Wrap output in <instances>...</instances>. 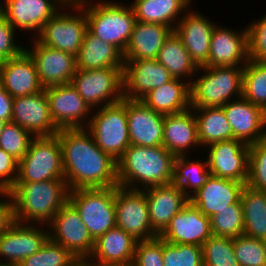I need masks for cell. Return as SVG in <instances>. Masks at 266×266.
<instances>
[{
    "label": "cell",
    "mask_w": 266,
    "mask_h": 266,
    "mask_svg": "<svg viewBox=\"0 0 266 266\" xmlns=\"http://www.w3.org/2000/svg\"><path fill=\"white\" fill-rule=\"evenodd\" d=\"M56 135L69 190L118 186L117 161L97 146L86 128L61 129Z\"/></svg>",
    "instance_id": "6da1fadb"
},
{
    "label": "cell",
    "mask_w": 266,
    "mask_h": 266,
    "mask_svg": "<svg viewBox=\"0 0 266 266\" xmlns=\"http://www.w3.org/2000/svg\"><path fill=\"white\" fill-rule=\"evenodd\" d=\"M175 156L163 145H130L117 161L118 186L144 190L173 182Z\"/></svg>",
    "instance_id": "7a4b0ae2"
},
{
    "label": "cell",
    "mask_w": 266,
    "mask_h": 266,
    "mask_svg": "<svg viewBox=\"0 0 266 266\" xmlns=\"http://www.w3.org/2000/svg\"><path fill=\"white\" fill-rule=\"evenodd\" d=\"M8 192L16 222L46 226L68 201L69 195L65 179L16 183Z\"/></svg>",
    "instance_id": "3957f363"
},
{
    "label": "cell",
    "mask_w": 266,
    "mask_h": 266,
    "mask_svg": "<svg viewBox=\"0 0 266 266\" xmlns=\"http://www.w3.org/2000/svg\"><path fill=\"white\" fill-rule=\"evenodd\" d=\"M243 70L240 66L199 67L201 75L190 84L191 108L222 107L242 97Z\"/></svg>",
    "instance_id": "277c9868"
},
{
    "label": "cell",
    "mask_w": 266,
    "mask_h": 266,
    "mask_svg": "<svg viewBox=\"0 0 266 266\" xmlns=\"http://www.w3.org/2000/svg\"><path fill=\"white\" fill-rule=\"evenodd\" d=\"M82 6L87 15L88 30L124 53L136 22L132 6L117 0H91Z\"/></svg>",
    "instance_id": "5b68a950"
},
{
    "label": "cell",
    "mask_w": 266,
    "mask_h": 266,
    "mask_svg": "<svg viewBox=\"0 0 266 266\" xmlns=\"http://www.w3.org/2000/svg\"><path fill=\"white\" fill-rule=\"evenodd\" d=\"M91 115L86 129L97 146L118 161L130 146L126 99L92 110Z\"/></svg>",
    "instance_id": "8992f818"
},
{
    "label": "cell",
    "mask_w": 266,
    "mask_h": 266,
    "mask_svg": "<svg viewBox=\"0 0 266 266\" xmlns=\"http://www.w3.org/2000/svg\"><path fill=\"white\" fill-rule=\"evenodd\" d=\"M64 179L62 146L57 135L34 137L18 161L16 183Z\"/></svg>",
    "instance_id": "52a82bcc"
},
{
    "label": "cell",
    "mask_w": 266,
    "mask_h": 266,
    "mask_svg": "<svg viewBox=\"0 0 266 266\" xmlns=\"http://www.w3.org/2000/svg\"><path fill=\"white\" fill-rule=\"evenodd\" d=\"M68 201L79 212L94 241L116 227L115 187L69 190Z\"/></svg>",
    "instance_id": "ba28073f"
},
{
    "label": "cell",
    "mask_w": 266,
    "mask_h": 266,
    "mask_svg": "<svg viewBox=\"0 0 266 266\" xmlns=\"http://www.w3.org/2000/svg\"><path fill=\"white\" fill-rule=\"evenodd\" d=\"M64 9H67V11ZM87 30V15L84 11V7L82 5H68L63 6L50 18L42 26L41 30L36 35L37 37L35 38L32 36V39H35L45 46L62 50L76 57Z\"/></svg>",
    "instance_id": "9c48e42d"
},
{
    "label": "cell",
    "mask_w": 266,
    "mask_h": 266,
    "mask_svg": "<svg viewBox=\"0 0 266 266\" xmlns=\"http://www.w3.org/2000/svg\"><path fill=\"white\" fill-rule=\"evenodd\" d=\"M71 83L91 110L115 104L124 98L123 68L77 69Z\"/></svg>",
    "instance_id": "30bf717a"
},
{
    "label": "cell",
    "mask_w": 266,
    "mask_h": 266,
    "mask_svg": "<svg viewBox=\"0 0 266 266\" xmlns=\"http://www.w3.org/2000/svg\"><path fill=\"white\" fill-rule=\"evenodd\" d=\"M49 238L69 250L77 260H88L94 240L76 208L67 201L47 225Z\"/></svg>",
    "instance_id": "8fae6325"
},
{
    "label": "cell",
    "mask_w": 266,
    "mask_h": 266,
    "mask_svg": "<svg viewBox=\"0 0 266 266\" xmlns=\"http://www.w3.org/2000/svg\"><path fill=\"white\" fill-rule=\"evenodd\" d=\"M115 209L116 226L136 240H151L158 237L151 227L146 194L143 190L116 186Z\"/></svg>",
    "instance_id": "7c38bea8"
},
{
    "label": "cell",
    "mask_w": 266,
    "mask_h": 266,
    "mask_svg": "<svg viewBox=\"0 0 266 266\" xmlns=\"http://www.w3.org/2000/svg\"><path fill=\"white\" fill-rule=\"evenodd\" d=\"M45 93L52 120L59 130L87 127L92 110L72 83L46 87Z\"/></svg>",
    "instance_id": "4fadbf2b"
},
{
    "label": "cell",
    "mask_w": 266,
    "mask_h": 266,
    "mask_svg": "<svg viewBox=\"0 0 266 266\" xmlns=\"http://www.w3.org/2000/svg\"><path fill=\"white\" fill-rule=\"evenodd\" d=\"M48 238L46 225L15 221L0 236V264L19 265L24 259L38 252Z\"/></svg>",
    "instance_id": "5bb4252c"
},
{
    "label": "cell",
    "mask_w": 266,
    "mask_h": 266,
    "mask_svg": "<svg viewBox=\"0 0 266 266\" xmlns=\"http://www.w3.org/2000/svg\"><path fill=\"white\" fill-rule=\"evenodd\" d=\"M206 153L208 170L212 175L232 179L246 185L248 180L249 145L230 139L208 146Z\"/></svg>",
    "instance_id": "9a60e30c"
},
{
    "label": "cell",
    "mask_w": 266,
    "mask_h": 266,
    "mask_svg": "<svg viewBox=\"0 0 266 266\" xmlns=\"http://www.w3.org/2000/svg\"><path fill=\"white\" fill-rule=\"evenodd\" d=\"M25 51L35 63L41 85L49 86L71 83L76 67V57L62 50L45 46L35 39Z\"/></svg>",
    "instance_id": "2e32d148"
},
{
    "label": "cell",
    "mask_w": 266,
    "mask_h": 266,
    "mask_svg": "<svg viewBox=\"0 0 266 266\" xmlns=\"http://www.w3.org/2000/svg\"><path fill=\"white\" fill-rule=\"evenodd\" d=\"M63 6L59 0H0V13L16 31L35 36Z\"/></svg>",
    "instance_id": "e0dca14e"
},
{
    "label": "cell",
    "mask_w": 266,
    "mask_h": 266,
    "mask_svg": "<svg viewBox=\"0 0 266 266\" xmlns=\"http://www.w3.org/2000/svg\"><path fill=\"white\" fill-rule=\"evenodd\" d=\"M248 29L233 30L216 24L211 37L207 66L244 67L249 61Z\"/></svg>",
    "instance_id": "ac0fdd59"
},
{
    "label": "cell",
    "mask_w": 266,
    "mask_h": 266,
    "mask_svg": "<svg viewBox=\"0 0 266 266\" xmlns=\"http://www.w3.org/2000/svg\"><path fill=\"white\" fill-rule=\"evenodd\" d=\"M11 122L29 131L34 137L53 136L59 132L50 114L45 88L32 95L14 98Z\"/></svg>",
    "instance_id": "d6986e66"
},
{
    "label": "cell",
    "mask_w": 266,
    "mask_h": 266,
    "mask_svg": "<svg viewBox=\"0 0 266 266\" xmlns=\"http://www.w3.org/2000/svg\"><path fill=\"white\" fill-rule=\"evenodd\" d=\"M215 25L209 16L207 18L198 10L193 11L189 8L174 29L198 68L207 66Z\"/></svg>",
    "instance_id": "ffe728a7"
},
{
    "label": "cell",
    "mask_w": 266,
    "mask_h": 266,
    "mask_svg": "<svg viewBox=\"0 0 266 266\" xmlns=\"http://www.w3.org/2000/svg\"><path fill=\"white\" fill-rule=\"evenodd\" d=\"M173 79L170 72L156 59L124 61L123 96L140 100L150 90Z\"/></svg>",
    "instance_id": "44dd1931"
},
{
    "label": "cell",
    "mask_w": 266,
    "mask_h": 266,
    "mask_svg": "<svg viewBox=\"0 0 266 266\" xmlns=\"http://www.w3.org/2000/svg\"><path fill=\"white\" fill-rule=\"evenodd\" d=\"M222 107L231 125L233 139L250 145L266 136V111L263 108L243 96Z\"/></svg>",
    "instance_id": "7402d4cb"
},
{
    "label": "cell",
    "mask_w": 266,
    "mask_h": 266,
    "mask_svg": "<svg viewBox=\"0 0 266 266\" xmlns=\"http://www.w3.org/2000/svg\"><path fill=\"white\" fill-rule=\"evenodd\" d=\"M212 236L210 218L190 202L180 210L159 235L166 243L202 246Z\"/></svg>",
    "instance_id": "603a6c76"
},
{
    "label": "cell",
    "mask_w": 266,
    "mask_h": 266,
    "mask_svg": "<svg viewBox=\"0 0 266 266\" xmlns=\"http://www.w3.org/2000/svg\"><path fill=\"white\" fill-rule=\"evenodd\" d=\"M126 111L130 145H163V114L153 111L141 100L130 99H126Z\"/></svg>",
    "instance_id": "cb8c5ba5"
},
{
    "label": "cell",
    "mask_w": 266,
    "mask_h": 266,
    "mask_svg": "<svg viewBox=\"0 0 266 266\" xmlns=\"http://www.w3.org/2000/svg\"><path fill=\"white\" fill-rule=\"evenodd\" d=\"M143 191L146 194L151 227L159 236L171 219L189 203V198L173 182Z\"/></svg>",
    "instance_id": "d4e9b609"
},
{
    "label": "cell",
    "mask_w": 266,
    "mask_h": 266,
    "mask_svg": "<svg viewBox=\"0 0 266 266\" xmlns=\"http://www.w3.org/2000/svg\"><path fill=\"white\" fill-rule=\"evenodd\" d=\"M0 84L13 98L44 90L35 63L25 50L20 55L2 62Z\"/></svg>",
    "instance_id": "484cf974"
},
{
    "label": "cell",
    "mask_w": 266,
    "mask_h": 266,
    "mask_svg": "<svg viewBox=\"0 0 266 266\" xmlns=\"http://www.w3.org/2000/svg\"><path fill=\"white\" fill-rule=\"evenodd\" d=\"M244 186L242 182L211 175L207 183L189 198V202L210 218L236 203Z\"/></svg>",
    "instance_id": "4316f807"
},
{
    "label": "cell",
    "mask_w": 266,
    "mask_h": 266,
    "mask_svg": "<svg viewBox=\"0 0 266 266\" xmlns=\"http://www.w3.org/2000/svg\"><path fill=\"white\" fill-rule=\"evenodd\" d=\"M163 146L175 157L191 155L188 154L191 149L201 148L197 121L191 107L179 113L164 115Z\"/></svg>",
    "instance_id": "83f0119b"
},
{
    "label": "cell",
    "mask_w": 266,
    "mask_h": 266,
    "mask_svg": "<svg viewBox=\"0 0 266 266\" xmlns=\"http://www.w3.org/2000/svg\"><path fill=\"white\" fill-rule=\"evenodd\" d=\"M138 240L119 227H114L94 241L88 261L93 264L133 263Z\"/></svg>",
    "instance_id": "f1b7e54d"
},
{
    "label": "cell",
    "mask_w": 266,
    "mask_h": 266,
    "mask_svg": "<svg viewBox=\"0 0 266 266\" xmlns=\"http://www.w3.org/2000/svg\"><path fill=\"white\" fill-rule=\"evenodd\" d=\"M173 31L166 25L136 21L123 53L124 61L156 59L165 40Z\"/></svg>",
    "instance_id": "f546056e"
},
{
    "label": "cell",
    "mask_w": 266,
    "mask_h": 266,
    "mask_svg": "<svg viewBox=\"0 0 266 266\" xmlns=\"http://www.w3.org/2000/svg\"><path fill=\"white\" fill-rule=\"evenodd\" d=\"M140 100L153 111L163 115L185 111L191 107L190 83L173 78L150 90Z\"/></svg>",
    "instance_id": "4dcf8cb0"
},
{
    "label": "cell",
    "mask_w": 266,
    "mask_h": 266,
    "mask_svg": "<svg viewBox=\"0 0 266 266\" xmlns=\"http://www.w3.org/2000/svg\"><path fill=\"white\" fill-rule=\"evenodd\" d=\"M76 67L82 70L123 68V53L111 43L86 31L83 43L76 56Z\"/></svg>",
    "instance_id": "1f68e13d"
},
{
    "label": "cell",
    "mask_w": 266,
    "mask_h": 266,
    "mask_svg": "<svg viewBox=\"0 0 266 266\" xmlns=\"http://www.w3.org/2000/svg\"><path fill=\"white\" fill-rule=\"evenodd\" d=\"M193 0H134L132 6L136 21L157 23L175 29ZM182 14V15H181Z\"/></svg>",
    "instance_id": "d6a6232c"
},
{
    "label": "cell",
    "mask_w": 266,
    "mask_h": 266,
    "mask_svg": "<svg viewBox=\"0 0 266 266\" xmlns=\"http://www.w3.org/2000/svg\"><path fill=\"white\" fill-rule=\"evenodd\" d=\"M156 60L170 72L173 78L186 80L190 84L195 75L196 77L199 75L196 74L198 67L191 60L189 52L175 31L165 40Z\"/></svg>",
    "instance_id": "836d02e7"
},
{
    "label": "cell",
    "mask_w": 266,
    "mask_h": 266,
    "mask_svg": "<svg viewBox=\"0 0 266 266\" xmlns=\"http://www.w3.org/2000/svg\"><path fill=\"white\" fill-rule=\"evenodd\" d=\"M196 121L199 143L204 149L209 145L233 139L223 107L192 108Z\"/></svg>",
    "instance_id": "e575fe53"
},
{
    "label": "cell",
    "mask_w": 266,
    "mask_h": 266,
    "mask_svg": "<svg viewBox=\"0 0 266 266\" xmlns=\"http://www.w3.org/2000/svg\"><path fill=\"white\" fill-rule=\"evenodd\" d=\"M242 202L244 234L266 241V192L244 186Z\"/></svg>",
    "instance_id": "d590c367"
},
{
    "label": "cell",
    "mask_w": 266,
    "mask_h": 266,
    "mask_svg": "<svg viewBox=\"0 0 266 266\" xmlns=\"http://www.w3.org/2000/svg\"><path fill=\"white\" fill-rule=\"evenodd\" d=\"M211 175L212 173L208 170L207 160H190L189 155L175 158L173 183L188 198L206 184Z\"/></svg>",
    "instance_id": "8d00e7d4"
},
{
    "label": "cell",
    "mask_w": 266,
    "mask_h": 266,
    "mask_svg": "<svg viewBox=\"0 0 266 266\" xmlns=\"http://www.w3.org/2000/svg\"><path fill=\"white\" fill-rule=\"evenodd\" d=\"M242 96L266 111V62L249 60L244 66Z\"/></svg>",
    "instance_id": "74e56055"
},
{
    "label": "cell",
    "mask_w": 266,
    "mask_h": 266,
    "mask_svg": "<svg viewBox=\"0 0 266 266\" xmlns=\"http://www.w3.org/2000/svg\"><path fill=\"white\" fill-rule=\"evenodd\" d=\"M211 231L214 236L235 238L244 234L242 202L229 205L210 217Z\"/></svg>",
    "instance_id": "f35d334b"
},
{
    "label": "cell",
    "mask_w": 266,
    "mask_h": 266,
    "mask_svg": "<svg viewBox=\"0 0 266 266\" xmlns=\"http://www.w3.org/2000/svg\"><path fill=\"white\" fill-rule=\"evenodd\" d=\"M203 266H240L233 249V238L212 235L202 245Z\"/></svg>",
    "instance_id": "ab89813d"
},
{
    "label": "cell",
    "mask_w": 266,
    "mask_h": 266,
    "mask_svg": "<svg viewBox=\"0 0 266 266\" xmlns=\"http://www.w3.org/2000/svg\"><path fill=\"white\" fill-rule=\"evenodd\" d=\"M77 261L69 250L48 238L38 252L24 259L18 266H72Z\"/></svg>",
    "instance_id": "60d3db41"
},
{
    "label": "cell",
    "mask_w": 266,
    "mask_h": 266,
    "mask_svg": "<svg viewBox=\"0 0 266 266\" xmlns=\"http://www.w3.org/2000/svg\"><path fill=\"white\" fill-rule=\"evenodd\" d=\"M233 249L240 266H266V241L242 234L233 238Z\"/></svg>",
    "instance_id": "b9f144b4"
},
{
    "label": "cell",
    "mask_w": 266,
    "mask_h": 266,
    "mask_svg": "<svg viewBox=\"0 0 266 266\" xmlns=\"http://www.w3.org/2000/svg\"><path fill=\"white\" fill-rule=\"evenodd\" d=\"M34 136L21 126L7 122L0 133V148L18 161L27 153Z\"/></svg>",
    "instance_id": "7bdbcfd3"
},
{
    "label": "cell",
    "mask_w": 266,
    "mask_h": 266,
    "mask_svg": "<svg viewBox=\"0 0 266 266\" xmlns=\"http://www.w3.org/2000/svg\"><path fill=\"white\" fill-rule=\"evenodd\" d=\"M163 263L164 266H203L202 246L163 240Z\"/></svg>",
    "instance_id": "ee69618b"
},
{
    "label": "cell",
    "mask_w": 266,
    "mask_h": 266,
    "mask_svg": "<svg viewBox=\"0 0 266 266\" xmlns=\"http://www.w3.org/2000/svg\"><path fill=\"white\" fill-rule=\"evenodd\" d=\"M246 185L266 192V136L249 145L248 180Z\"/></svg>",
    "instance_id": "f6af8a7d"
},
{
    "label": "cell",
    "mask_w": 266,
    "mask_h": 266,
    "mask_svg": "<svg viewBox=\"0 0 266 266\" xmlns=\"http://www.w3.org/2000/svg\"><path fill=\"white\" fill-rule=\"evenodd\" d=\"M134 266H164L163 239L138 241L134 253Z\"/></svg>",
    "instance_id": "bcb514c9"
},
{
    "label": "cell",
    "mask_w": 266,
    "mask_h": 266,
    "mask_svg": "<svg viewBox=\"0 0 266 266\" xmlns=\"http://www.w3.org/2000/svg\"><path fill=\"white\" fill-rule=\"evenodd\" d=\"M248 29L249 59L266 62V14L253 20Z\"/></svg>",
    "instance_id": "7dc6e473"
},
{
    "label": "cell",
    "mask_w": 266,
    "mask_h": 266,
    "mask_svg": "<svg viewBox=\"0 0 266 266\" xmlns=\"http://www.w3.org/2000/svg\"><path fill=\"white\" fill-rule=\"evenodd\" d=\"M17 32L0 13V60L2 62L20 55L25 50L24 44L20 45L15 38L18 37Z\"/></svg>",
    "instance_id": "c3c4849f"
},
{
    "label": "cell",
    "mask_w": 266,
    "mask_h": 266,
    "mask_svg": "<svg viewBox=\"0 0 266 266\" xmlns=\"http://www.w3.org/2000/svg\"><path fill=\"white\" fill-rule=\"evenodd\" d=\"M18 175V160L0 148V192H8Z\"/></svg>",
    "instance_id": "681fc988"
},
{
    "label": "cell",
    "mask_w": 266,
    "mask_h": 266,
    "mask_svg": "<svg viewBox=\"0 0 266 266\" xmlns=\"http://www.w3.org/2000/svg\"><path fill=\"white\" fill-rule=\"evenodd\" d=\"M0 236L15 222L13 202L9 192H0Z\"/></svg>",
    "instance_id": "f907efd6"
},
{
    "label": "cell",
    "mask_w": 266,
    "mask_h": 266,
    "mask_svg": "<svg viewBox=\"0 0 266 266\" xmlns=\"http://www.w3.org/2000/svg\"><path fill=\"white\" fill-rule=\"evenodd\" d=\"M14 98L0 84V120L11 122Z\"/></svg>",
    "instance_id": "816d5d0a"
},
{
    "label": "cell",
    "mask_w": 266,
    "mask_h": 266,
    "mask_svg": "<svg viewBox=\"0 0 266 266\" xmlns=\"http://www.w3.org/2000/svg\"><path fill=\"white\" fill-rule=\"evenodd\" d=\"M64 6H81L91 0H59Z\"/></svg>",
    "instance_id": "f5cc1de1"
},
{
    "label": "cell",
    "mask_w": 266,
    "mask_h": 266,
    "mask_svg": "<svg viewBox=\"0 0 266 266\" xmlns=\"http://www.w3.org/2000/svg\"><path fill=\"white\" fill-rule=\"evenodd\" d=\"M72 266H95V265L88 260H78Z\"/></svg>",
    "instance_id": "db71d44e"
},
{
    "label": "cell",
    "mask_w": 266,
    "mask_h": 266,
    "mask_svg": "<svg viewBox=\"0 0 266 266\" xmlns=\"http://www.w3.org/2000/svg\"><path fill=\"white\" fill-rule=\"evenodd\" d=\"M95 266H134L133 263H123V264H94Z\"/></svg>",
    "instance_id": "11a10c76"
},
{
    "label": "cell",
    "mask_w": 266,
    "mask_h": 266,
    "mask_svg": "<svg viewBox=\"0 0 266 266\" xmlns=\"http://www.w3.org/2000/svg\"><path fill=\"white\" fill-rule=\"evenodd\" d=\"M6 121L0 120V133L3 130L4 125L6 124Z\"/></svg>",
    "instance_id": "9f6ffc18"
},
{
    "label": "cell",
    "mask_w": 266,
    "mask_h": 266,
    "mask_svg": "<svg viewBox=\"0 0 266 266\" xmlns=\"http://www.w3.org/2000/svg\"><path fill=\"white\" fill-rule=\"evenodd\" d=\"M0 266H18V265H7V264H0Z\"/></svg>",
    "instance_id": "6f0895ef"
}]
</instances>
